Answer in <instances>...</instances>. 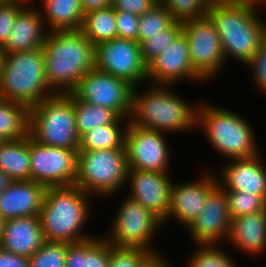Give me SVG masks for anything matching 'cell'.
I'll return each instance as SVG.
<instances>
[{
	"instance_id": "8d00e7d4",
	"label": "cell",
	"mask_w": 266,
	"mask_h": 267,
	"mask_svg": "<svg viewBox=\"0 0 266 267\" xmlns=\"http://www.w3.org/2000/svg\"><path fill=\"white\" fill-rule=\"evenodd\" d=\"M27 0H12L0 4V48L2 49L10 36L18 13L27 5Z\"/></svg>"
},
{
	"instance_id": "9a60e30c",
	"label": "cell",
	"mask_w": 266,
	"mask_h": 267,
	"mask_svg": "<svg viewBox=\"0 0 266 267\" xmlns=\"http://www.w3.org/2000/svg\"><path fill=\"white\" fill-rule=\"evenodd\" d=\"M204 209L187 227L197 245H218L228 240L231 215L225 191L218 185L209 195Z\"/></svg>"
},
{
	"instance_id": "5bb4252c",
	"label": "cell",
	"mask_w": 266,
	"mask_h": 267,
	"mask_svg": "<svg viewBox=\"0 0 266 267\" xmlns=\"http://www.w3.org/2000/svg\"><path fill=\"white\" fill-rule=\"evenodd\" d=\"M163 135L129 123L124 144L128 169L169 173L170 150Z\"/></svg>"
},
{
	"instance_id": "b9f144b4",
	"label": "cell",
	"mask_w": 266,
	"mask_h": 267,
	"mask_svg": "<svg viewBox=\"0 0 266 267\" xmlns=\"http://www.w3.org/2000/svg\"><path fill=\"white\" fill-rule=\"evenodd\" d=\"M65 267H86V240L67 246Z\"/></svg>"
},
{
	"instance_id": "681fc988",
	"label": "cell",
	"mask_w": 266,
	"mask_h": 267,
	"mask_svg": "<svg viewBox=\"0 0 266 267\" xmlns=\"http://www.w3.org/2000/svg\"><path fill=\"white\" fill-rule=\"evenodd\" d=\"M10 1H12V0H0V4L10 2Z\"/></svg>"
},
{
	"instance_id": "30bf717a",
	"label": "cell",
	"mask_w": 266,
	"mask_h": 267,
	"mask_svg": "<svg viewBox=\"0 0 266 267\" xmlns=\"http://www.w3.org/2000/svg\"><path fill=\"white\" fill-rule=\"evenodd\" d=\"M193 69L206 81L222 71L225 57L219 34L208 16L182 22Z\"/></svg>"
},
{
	"instance_id": "4316f807",
	"label": "cell",
	"mask_w": 266,
	"mask_h": 267,
	"mask_svg": "<svg viewBox=\"0 0 266 267\" xmlns=\"http://www.w3.org/2000/svg\"><path fill=\"white\" fill-rule=\"evenodd\" d=\"M29 113L24 104L0 98V139L15 141L28 136Z\"/></svg>"
},
{
	"instance_id": "83f0119b",
	"label": "cell",
	"mask_w": 266,
	"mask_h": 267,
	"mask_svg": "<svg viewBox=\"0 0 266 267\" xmlns=\"http://www.w3.org/2000/svg\"><path fill=\"white\" fill-rule=\"evenodd\" d=\"M80 30L94 46L117 38L115 9L110 6L84 14Z\"/></svg>"
},
{
	"instance_id": "ba28073f",
	"label": "cell",
	"mask_w": 266,
	"mask_h": 267,
	"mask_svg": "<svg viewBox=\"0 0 266 267\" xmlns=\"http://www.w3.org/2000/svg\"><path fill=\"white\" fill-rule=\"evenodd\" d=\"M128 170L125 147L78 151L74 185L94 197L112 196L126 185Z\"/></svg>"
},
{
	"instance_id": "603a6c76",
	"label": "cell",
	"mask_w": 266,
	"mask_h": 267,
	"mask_svg": "<svg viewBox=\"0 0 266 267\" xmlns=\"http://www.w3.org/2000/svg\"><path fill=\"white\" fill-rule=\"evenodd\" d=\"M226 241L245 254L262 253L266 249V209L234 218Z\"/></svg>"
},
{
	"instance_id": "2e32d148",
	"label": "cell",
	"mask_w": 266,
	"mask_h": 267,
	"mask_svg": "<svg viewBox=\"0 0 266 267\" xmlns=\"http://www.w3.org/2000/svg\"><path fill=\"white\" fill-rule=\"evenodd\" d=\"M183 79L205 81L191 65L189 44L181 32L160 55L147 64V81H155L153 85L172 86Z\"/></svg>"
},
{
	"instance_id": "836d02e7",
	"label": "cell",
	"mask_w": 266,
	"mask_h": 267,
	"mask_svg": "<svg viewBox=\"0 0 266 267\" xmlns=\"http://www.w3.org/2000/svg\"><path fill=\"white\" fill-rule=\"evenodd\" d=\"M182 32V22L175 21L170 27L159 34L149 35L141 43L142 58L146 64L161 54L163 50Z\"/></svg>"
},
{
	"instance_id": "60d3db41",
	"label": "cell",
	"mask_w": 266,
	"mask_h": 267,
	"mask_svg": "<svg viewBox=\"0 0 266 267\" xmlns=\"http://www.w3.org/2000/svg\"><path fill=\"white\" fill-rule=\"evenodd\" d=\"M157 4L156 0H113L112 7L115 11H123L140 17Z\"/></svg>"
},
{
	"instance_id": "1f68e13d",
	"label": "cell",
	"mask_w": 266,
	"mask_h": 267,
	"mask_svg": "<svg viewBox=\"0 0 266 267\" xmlns=\"http://www.w3.org/2000/svg\"><path fill=\"white\" fill-rule=\"evenodd\" d=\"M197 250L187 262L186 267H236L229 253L219 245H197Z\"/></svg>"
},
{
	"instance_id": "7dc6e473",
	"label": "cell",
	"mask_w": 266,
	"mask_h": 267,
	"mask_svg": "<svg viewBox=\"0 0 266 267\" xmlns=\"http://www.w3.org/2000/svg\"><path fill=\"white\" fill-rule=\"evenodd\" d=\"M4 222H5V220L0 216V241H1L2 235H3Z\"/></svg>"
},
{
	"instance_id": "484cf974",
	"label": "cell",
	"mask_w": 266,
	"mask_h": 267,
	"mask_svg": "<svg viewBox=\"0 0 266 267\" xmlns=\"http://www.w3.org/2000/svg\"><path fill=\"white\" fill-rule=\"evenodd\" d=\"M75 108V123L79 137L95 127L107 124L129 123L128 118H121L115 111L98 105H91L76 98L71 92L65 93ZM126 121V122H125Z\"/></svg>"
},
{
	"instance_id": "f6af8a7d",
	"label": "cell",
	"mask_w": 266,
	"mask_h": 267,
	"mask_svg": "<svg viewBox=\"0 0 266 267\" xmlns=\"http://www.w3.org/2000/svg\"><path fill=\"white\" fill-rule=\"evenodd\" d=\"M12 182L13 179L0 169V194L4 192Z\"/></svg>"
},
{
	"instance_id": "6da1fadb",
	"label": "cell",
	"mask_w": 266,
	"mask_h": 267,
	"mask_svg": "<svg viewBox=\"0 0 266 267\" xmlns=\"http://www.w3.org/2000/svg\"><path fill=\"white\" fill-rule=\"evenodd\" d=\"M266 0H215L207 12L219 34L224 57L247 64L266 39V23L258 8Z\"/></svg>"
},
{
	"instance_id": "e0dca14e",
	"label": "cell",
	"mask_w": 266,
	"mask_h": 267,
	"mask_svg": "<svg viewBox=\"0 0 266 267\" xmlns=\"http://www.w3.org/2000/svg\"><path fill=\"white\" fill-rule=\"evenodd\" d=\"M194 182L172 183L170 192L169 214L163 226L171 218L188 227L204 209L208 195L218 186L217 177L211 173H202Z\"/></svg>"
},
{
	"instance_id": "ee69618b",
	"label": "cell",
	"mask_w": 266,
	"mask_h": 267,
	"mask_svg": "<svg viewBox=\"0 0 266 267\" xmlns=\"http://www.w3.org/2000/svg\"><path fill=\"white\" fill-rule=\"evenodd\" d=\"M112 4L113 0H81V7L84 14L90 11L110 7Z\"/></svg>"
},
{
	"instance_id": "d6a6232c",
	"label": "cell",
	"mask_w": 266,
	"mask_h": 267,
	"mask_svg": "<svg viewBox=\"0 0 266 267\" xmlns=\"http://www.w3.org/2000/svg\"><path fill=\"white\" fill-rule=\"evenodd\" d=\"M215 0H162L161 4L176 21H186L207 16Z\"/></svg>"
},
{
	"instance_id": "7402d4cb",
	"label": "cell",
	"mask_w": 266,
	"mask_h": 267,
	"mask_svg": "<svg viewBox=\"0 0 266 267\" xmlns=\"http://www.w3.org/2000/svg\"><path fill=\"white\" fill-rule=\"evenodd\" d=\"M45 242L39 216H26L4 222L0 247L30 258Z\"/></svg>"
},
{
	"instance_id": "f546056e",
	"label": "cell",
	"mask_w": 266,
	"mask_h": 267,
	"mask_svg": "<svg viewBox=\"0 0 266 267\" xmlns=\"http://www.w3.org/2000/svg\"><path fill=\"white\" fill-rule=\"evenodd\" d=\"M175 21L168 10L161 3H158L140 16L137 42L141 44L145 39H148L149 35L159 34L160 31L170 27Z\"/></svg>"
},
{
	"instance_id": "f1b7e54d",
	"label": "cell",
	"mask_w": 266,
	"mask_h": 267,
	"mask_svg": "<svg viewBox=\"0 0 266 267\" xmlns=\"http://www.w3.org/2000/svg\"><path fill=\"white\" fill-rule=\"evenodd\" d=\"M129 123L107 124L95 127L79 138L78 151L124 148L125 134Z\"/></svg>"
},
{
	"instance_id": "8fae6325",
	"label": "cell",
	"mask_w": 266,
	"mask_h": 267,
	"mask_svg": "<svg viewBox=\"0 0 266 267\" xmlns=\"http://www.w3.org/2000/svg\"><path fill=\"white\" fill-rule=\"evenodd\" d=\"M134 86L126 80L94 68L85 74L71 93L79 100L115 111L129 118Z\"/></svg>"
},
{
	"instance_id": "ac0fdd59",
	"label": "cell",
	"mask_w": 266,
	"mask_h": 267,
	"mask_svg": "<svg viewBox=\"0 0 266 267\" xmlns=\"http://www.w3.org/2000/svg\"><path fill=\"white\" fill-rule=\"evenodd\" d=\"M126 181L130 186L127 197L140 203L162 221L167 218L172 186L169 173L128 170Z\"/></svg>"
},
{
	"instance_id": "5b68a950",
	"label": "cell",
	"mask_w": 266,
	"mask_h": 267,
	"mask_svg": "<svg viewBox=\"0 0 266 267\" xmlns=\"http://www.w3.org/2000/svg\"><path fill=\"white\" fill-rule=\"evenodd\" d=\"M46 74L43 48L4 53L0 98L24 104L29 109L55 95Z\"/></svg>"
},
{
	"instance_id": "c3c4849f",
	"label": "cell",
	"mask_w": 266,
	"mask_h": 267,
	"mask_svg": "<svg viewBox=\"0 0 266 267\" xmlns=\"http://www.w3.org/2000/svg\"><path fill=\"white\" fill-rule=\"evenodd\" d=\"M3 60H4V52L0 48V76H1V71H2V63H3Z\"/></svg>"
},
{
	"instance_id": "e575fe53",
	"label": "cell",
	"mask_w": 266,
	"mask_h": 267,
	"mask_svg": "<svg viewBox=\"0 0 266 267\" xmlns=\"http://www.w3.org/2000/svg\"><path fill=\"white\" fill-rule=\"evenodd\" d=\"M231 220L242 215L260 212L266 209V200L254 194L240 191H225Z\"/></svg>"
},
{
	"instance_id": "cb8c5ba5",
	"label": "cell",
	"mask_w": 266,
	"mask_h": 267,
	"mask_svg": "<svg viewBox=\"0 0 266 267\" xmlns=\"http://www.w3.org/2000/svg\"><path fill=\"white\" fill-rule=\"evenodd\" d=\"M41 3L44 11L40 14L48 31L81 29L84 19L81 0H41Z\"/></svg>"
},
{
	"instance_id": "f35d334b",
	"label": "cell",
	"mask_w": 266,
	"mask_h": 267,
	"mask_svg": "<svg viewBox=\"0 0 266 267\" xmlns=\"http://www.w3.org/2000/svg\"><path fill=\"white\" fill-rule=\"evenodd\" d=\"M246 66L252 68L256 87L266 94V39L260 44L259 49Z\"/></svg>"
},
{
	"instance_id": "44dd1931",
	"label": "cell",
	"mask_w": 266,
	"mask_h": 267,
	"mask_svg": "<svg viewBox=\"0 0 266 267\" xmlns=\"http://www.w3.org/2000/svg\"><path fill=\"white\" fill-rule=\"evenodd\" d=\"M45 27L40 10L35 8L33 2H29L18 13L9 39L2 48L3 52L15 53L42 48L48 33Z\"/></svg>"
},
{
	"instance_id": "d4e9b609",
	"label": "cell",
	"mask_w": 266,
	"mask_h": 267,
	"mask_svg": "<svg viewBox=\"0 0 266 267\" xmlns=\"http://www.w3.org/2000/svg\"><path fill=\"white\" fill-rule=\"evenodd\" d=\"M0 169L13 181L31 180L29 135L0 144Z\"/></svg>"
},
{
	"instance_id": "4fadbf2b",
	"label": "cell",
	"mask_w": 266,
	"mask_h": 267,
	"mask_svg": "<svg viewBox=\"0 0 266 267\" xmlns=\"http://www.w3.org/2000/svg\"><path fill=\"white\" fill-rule=\"evenodd\" d=\"M95 68L126 80L136 87L147 81V64L141 44L134 40L114 38L95 46Z\"/></svg>"
},
{
	"instance_id": "8992f818",
	"label": "cell",
	"mask_w": 266,
	"mask_h": 267,
	"mask_svg": "<svg viewBox=\"0 0 266 267\" xmlns=\"http://www.w3.org/2000/svg\"><path fill=\"white\" fill-rule=\"evenodd\" d=\"M197 105L196 127L205 131L212 148L229 160L260 154L254 131L243 116L208 103Z\"/></svg>"
},
{
	"instance_id": "52a82bcc",
	"label": "cell",
	"mask_w": 266,
	"mask_h": 267,
	"mask_svg": "<svg viewBox=\"0 0 266 267\" xmlns=\"http://www.w3.org/2000/svg\"><path fill=\"white\" fill-rule=\"evenodd\" d=\"M29 135L43 145L78 150L80 137L72 100L56 93L31 107Z\"/></svg>"
},
{
	"instance_id": "9c48e42d",
	"label": "cell",
	"mask_w": 266,
	"mask_h": 267,
	"mask_svg": "<svg viewBox=\"0 0 266 267\" xmlns=\"http://www.w3.org/2000/svg\"><path fill=\"white\" fill-rule=\"evenodd\" d=\"M116 218L111 225L110 235L105 238L114 246L140 247L161 256L152 246L151 240L163 221L140 203L126 197L120 203Z\"/></svg>"
},
{
	"instance_id": "d590c367",
	"label": "cell",
	"mask_w": 266,
	"mask_h": 267,
	"mask_svg": "<svg viewBox=\"0 0 266 267\" xmlns=\"http://www.w3.org/2000/svg\"><path fill=\"white\" fill-rule=\"evenodd\" d=\"M68 245L65 242L45 241L29 258L30 267H65Z\"/></svg>"
},
{
	"instance_id": "277c9868",
	"label": "cell",
	"mask_w": 266,
	"mask_h": 267,
	"mask_svg": "<svg viewBox=\"0 0 266 267\" xmlns=\"http://www.w3.org/2000/svg\"><path fill=\"white\" fill-rule=\"evenodd\" d=\"M89 196L75 185L46 188L39 214L45 241L71 244L93 237L81 229L91 214Z\"/></svg>"
},
{
	"instance_id": "bcb514c9",
	"label": "cell",
	"mask_w": 266,
	"mask_h": 267,
	"mask_svg": "<svg viewBox=\"0 0 266 267\" xmlns=\"http://www.w3.org/2000/svg\"><path fill=\"white\" fill-rule=\"evenodd\" d=\"M162 256L155 257L146 267H172Z\"/></svg>"
},
{
	"instance_id": "3957f363",
	"label": "cell",
	"mask_w": 266,
	"mask_h": 267,
	"mask_svg": "<svg viewBox=\"0 0 266 267\" xmlns=\"http://www.w3.org/2000/svg\"><path fill=\"white\" fill-rule=\"evenodd\" d=\"M134 87L130 124L159 132H185L196 128L197 106L183 100L168 85H154L140 93Z\"/></svg>"
},
{
	"instance_id": "7a4b0ae2",
	"label": "cell",
	"mask_w": 266,
	"mask_h": 267,
	"mask_svg": "<svg viewBox=\"0 0 266 267\" xmlns=\"http://www.w3.org/2000/svg\"><path fill=\"white\" fill-rule=\"evenodd\" d=\"M45 74L55 93H69L95 68V46L79 30L48 31L42 46Z\"/></svg>"
},
{
	"instance_id": "d6986e66",
	"label": "cell",
	"mask_w": 266,
	"mask_h": 267,
	"mask_svg": "<svg viewBox=\"0 0 266 267\" xmlns=\"http://www.w3.org/2000/svg\"><path fill=\"white\" fill-rule=\"evenodd\" d=\"M261 155L232 159L222 168L218 185L224 191H240L259 195L266 200V167Z\"/></svg>"
},
{
	"instance_id": "ffe728a7",
	"label": "cell",
	"mask_w": 266,
	"mask_h": 267,
	"mask_svg": "<svg viewBox=\"0 0 266 267\" xmlns=\"http://www.w3.org/2000/svg\"><path fill=\"white\" fill-rule=\"evenodd\" d=\"M46 187L32 180L13 181L0 194V216L10 220L26 216H39Z\"/></svg>"
},
{
	"instance_id": "ab89813d",
	"label": "cell",
	"mask_w": 266,
	"mask_h": 267,
	"mask_svg": "<svg viewBox=\"0 0 266 267\" xmlns=\"http://www.w3.org/2000/svg\"><path fill=\"white\" fill-rule=\"evenodd\" d=\"M139 16L116 11L117 38L137 41Z\"/></svg>"
},
{
	"instance_id": "4dcf8cb0",
	"label": "cell",
	"mask_w": 266,
	"mask_h": 267,
	"mask_svg": "<svg viewBox=\"0 0 266 267\" xmlns=\"http://www.w3.org/2000/svg\"><path fill=\"white\" fill-rule=\"evenodd\" d=\"M155 257L144 248L111 245L108 267H146Z\"/></svg>"
},
{
	"instance_id": "74e56055",
	"label": "cell",
	"mask_w": 266,
	"mask_h": 267,
	"mask_svg": "<svg viewBox=\"0 0 266 267\" xmlns=\"http://www.w3.org/2000/svg\"><path fill=\"white\" fill-rule=\"evenodd\" d=\"M106 239L93 236L86 240V267H108L110 246Z\"/></svg>"
},
{
	"instance_id": "7bdbcfd3",
	"label": "cell",
	"mask_w": 266,
	"mask_h": 267,
	"mask_svg": "<svg viewBox=\"0 0 266 267\" xmlns=\"http://www.w3.org/2000/svg\"><path fill=\"white\" fill-rule=\"evenodd\" d=\"M0 267H30V259L0 247Z\"/></svg>"
},
{
	"instance_id": "7c38bea8",
	"label": "cell",
	"mask_w": 266,
	"mask_h": 267,
	"mask_svg": "<svg viewBox=\"0 0 266 267\" xmlns=\"http://www.w3.org/2000/svg\"><path fill=\"white\" fill-rule=\"evenodd\" d=\"M31 180L48 187L74 185L78 150L40 144L29 135Z\"/></svg>"
}]
</instances>
